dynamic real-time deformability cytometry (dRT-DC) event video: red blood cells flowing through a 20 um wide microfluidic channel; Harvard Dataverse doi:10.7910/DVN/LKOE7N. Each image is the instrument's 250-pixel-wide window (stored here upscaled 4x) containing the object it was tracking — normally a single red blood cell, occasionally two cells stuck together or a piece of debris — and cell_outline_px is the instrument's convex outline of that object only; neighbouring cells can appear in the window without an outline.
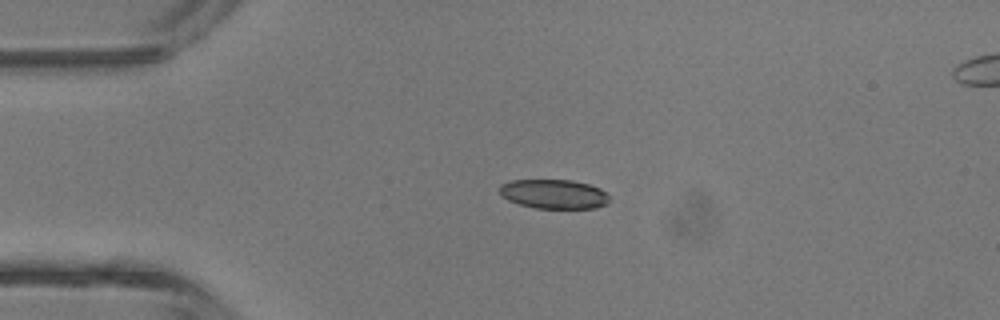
{"species": "common noctule bat (a hibernating species)", "species_latin": "Nyctalus noctula", "temperature_condition": "room temperature", "stored_images_in_passage": 2, "camera_frame_rate_fps": 3000, "um_per_image_px": 0.085, "animal": {"sex": "male", "body_mass_g": 13.3}, "frame": {"image": 1, "passage_image": 1, "time_ms": 0.0, "image_size_px": [1000, 320], "cell_outline_px": [[608, 204], [596, 208], [536, 208], [520, 204], [508, 200], [500, 192], [500, 184], [512, 180], [572, 180], [588, 184], [600, 188], [608, 196]], "centroid_in_image_um": [47.09, 16.49], "position_along_channel_um": 37.9, "area_um2": 18.61}}